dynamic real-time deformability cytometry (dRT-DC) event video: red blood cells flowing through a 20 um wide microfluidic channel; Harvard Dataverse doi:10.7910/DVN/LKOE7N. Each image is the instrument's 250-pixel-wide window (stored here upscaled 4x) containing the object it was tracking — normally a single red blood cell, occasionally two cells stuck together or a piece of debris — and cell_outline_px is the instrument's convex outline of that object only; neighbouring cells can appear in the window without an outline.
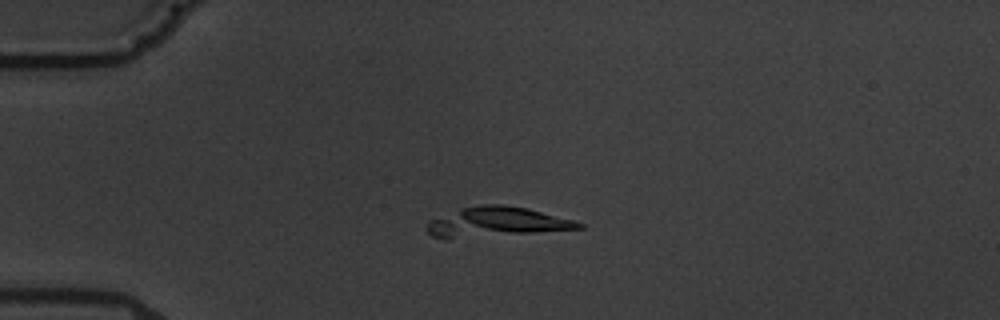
{"species": "common noctule bat (a hibernating species)", "species_latin": "Nyctalus noctula", "temperature_condition": "warm", "stored_images_in_passage": 12, "camera_frame_rate_fps": 3000, "um_per_image_px": 0.085, "animal": {"sex": "male", "body_mass_g": 19.5, "forearm_length_mm": 54.6}, "frame": {"image": 1, "passage_image": 1, "time_ms": 0.0, "image_size_px": [1000, 320], "cell_outline_px": [[584, 228], [444, 240], [432, 236], [428, 232], [428, 220], [460, 208], [484, 204], [504, 204], [528, 208], [572, 220], [584, 224]], "centroid_in_image_um": [42.13, 18.88], "position_along_channel_um": 42.9, "area_um2": 26.41}}